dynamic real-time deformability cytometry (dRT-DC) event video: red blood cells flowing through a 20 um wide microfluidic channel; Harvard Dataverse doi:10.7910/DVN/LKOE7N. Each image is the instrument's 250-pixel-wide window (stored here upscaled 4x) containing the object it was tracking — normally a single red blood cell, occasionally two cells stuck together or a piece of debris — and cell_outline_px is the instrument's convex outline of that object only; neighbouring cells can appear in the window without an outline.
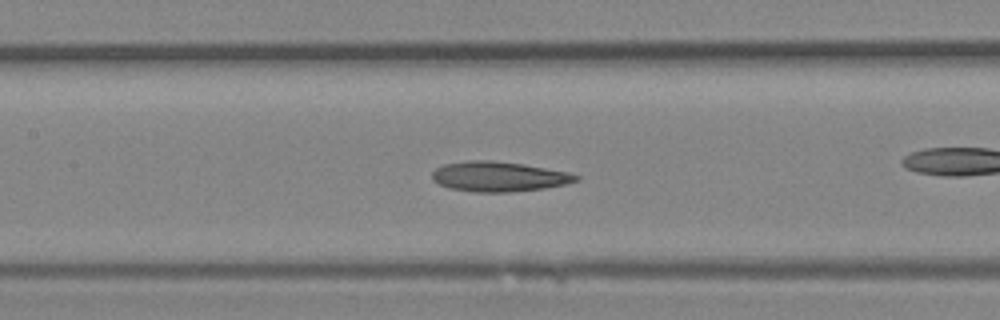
{"species": "Egyptian fruit bat (a non-hibernating species)", "species_latin": "Rousettus aegyptiacus", "temperature_condition": "room temperature", "stored_images_in_passage": 36, "camera_frame_rate_fps": 3000, "um_per_image_px": 0.085, "animal": {"sex": "female"}, "frame": {"image": 1, "passage_image": 16, "time_ms": 5.0, "image_size_px": [1000, 320], "cell_outline_px": [[580, 180], [564, 184], [544, 188], [508, 192], [472, 192], [448, 188], [432, 180], [432, 172], [436, 168], [444, 164], [468, 160], [492, 160], [524, 164], [568, 172], [580, 176]], "centroid_in_image_um": [42.38, 15.0], "position_along_channel_um": 165.0, "area_um2": 25.2}}